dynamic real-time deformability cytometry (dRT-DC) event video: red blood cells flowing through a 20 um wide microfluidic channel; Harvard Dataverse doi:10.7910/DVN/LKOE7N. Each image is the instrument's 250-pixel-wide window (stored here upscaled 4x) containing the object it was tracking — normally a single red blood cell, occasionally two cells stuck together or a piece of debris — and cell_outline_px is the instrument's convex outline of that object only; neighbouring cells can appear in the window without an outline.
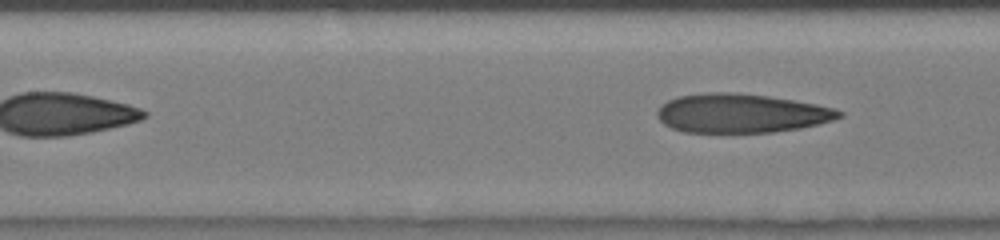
{"species": "human", "species_latin": "Homo sapiens", "temperature_condition": "room temperature", "stored_images_in_passage": 11, "segment_of_instrument_passage": [2, 2], "camera_frame_rate_fps": 3000, "um_per_image_px": 0.085, "donor": {"sex": "male"}, "frame": {"image": 1, "passage_image": 11, "time_ms": 3.667, "image_size_px": [1000, 240], "cell_outline_px": [[844, 116], [820, 124], [800, 128], [772, 132], [684, 132], [672, 128], [664, 124], [656, 116], [656, 112], [668, 100], [676, 96], [708, 92], [728, 92], [768, 96], [816, 104], [836, 108], [844, 112]], "centroid_in_image_um": [63.02, 9.63], "position_along_channel_um": 144.4, "area_um2": 41.33}}